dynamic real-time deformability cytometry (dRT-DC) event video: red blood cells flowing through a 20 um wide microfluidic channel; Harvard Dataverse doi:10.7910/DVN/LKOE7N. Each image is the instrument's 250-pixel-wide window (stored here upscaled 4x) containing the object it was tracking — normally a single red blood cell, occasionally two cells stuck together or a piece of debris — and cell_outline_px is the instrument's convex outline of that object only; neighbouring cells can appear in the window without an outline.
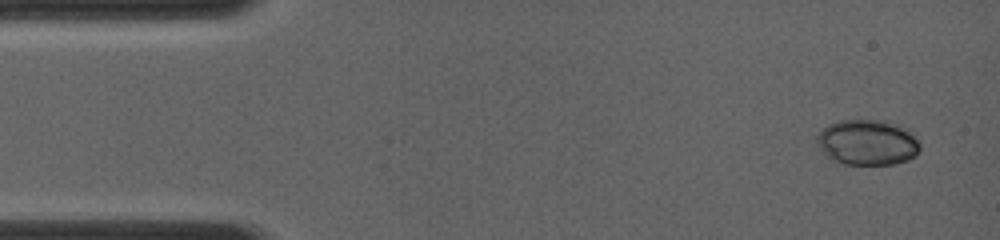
{"species": "common noctule bat (a hibernating species)", "species_latin": "Nyctalus noctula", "temperature_condition": "room temperature", "stored_images_in_passage": 4, "camera_frame_rate_fps": 4000, "um_per_image_px": 0.085, "animal": {"sex": "female", "body_mass_g": 19.0, "forearm_length_mm": 56.7}, "frame": {"image": 1, "passage_image": 1, "time_ms": 0.0, "image_size_px": [1000, 240], "cell_outline_px": [[920, 152], [916, 156], [908, 160], [896, 164], [844, 164], [832, 160], [816, 144], [816, 136], [828, 124], [840, 120], [884, 120], [908, 128], [920, 144]], "centroid_in_image_um": [73.76, 12.1], "position_along_channel_um": 11.2, "area_um2": 27.57}}